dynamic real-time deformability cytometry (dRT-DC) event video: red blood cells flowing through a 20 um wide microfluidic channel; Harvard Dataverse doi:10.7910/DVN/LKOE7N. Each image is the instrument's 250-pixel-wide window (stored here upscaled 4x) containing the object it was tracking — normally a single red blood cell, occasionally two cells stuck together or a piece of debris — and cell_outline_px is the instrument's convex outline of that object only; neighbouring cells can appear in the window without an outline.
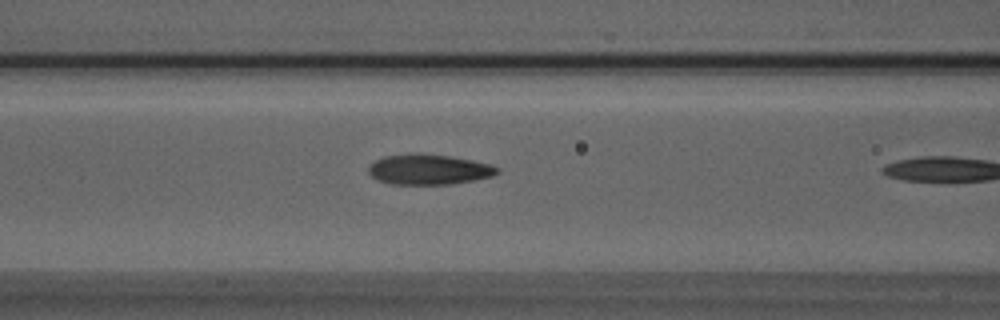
{"species": "Egyptian fruit bat (a non-hibernating species)", "species_latin": "Rousettus aegyptiacus", "temperature_condition": "room temperature", "stored_images_in_passage": 10, "camera_frame_rate_fps": 3000, "um_per_image_px": 0.085, "animal": {"sex": "male"}, "frame": {"image": 1, "passage_image": 9, "time_ms": 2.667, "image_size_px": [1000, 320], "cell_outline_px": [[500, 172], [492, 176], [452, 184], [392, 184], [380, 180], [372, 176], [368, 172], [368, 168], [376, 160], [384, 156], [412, 152], [416, 152], [448, 156], [488, 164], [500, 168]], "centroid_in_image_um": [36.43, 14.39], "position_along_channel_um": 130.2, "area_um2": 22.54}}